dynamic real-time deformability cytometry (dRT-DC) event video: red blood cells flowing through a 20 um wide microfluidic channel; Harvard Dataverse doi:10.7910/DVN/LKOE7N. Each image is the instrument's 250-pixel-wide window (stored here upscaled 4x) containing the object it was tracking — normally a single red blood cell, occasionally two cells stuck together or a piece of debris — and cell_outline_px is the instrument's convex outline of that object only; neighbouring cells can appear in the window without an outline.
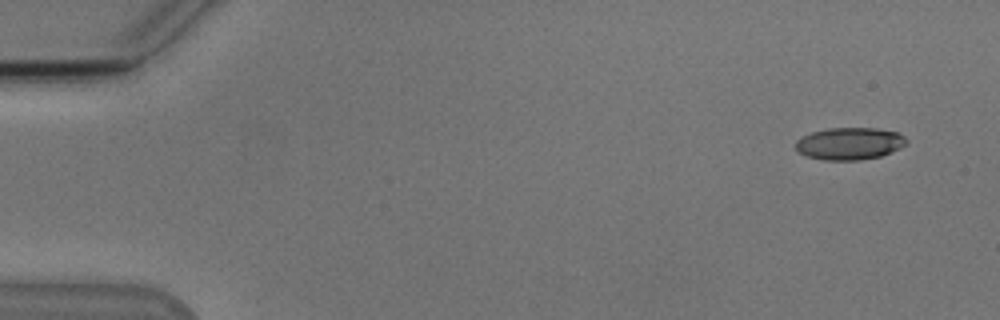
{"species": "Egyptian fruit bat (a non-hibernating species)", "species_latin": "Rousettus aegyptiacus", "temperature_condition": "cold", "stored_images_in_passage": 7, "camera_frame_rate_fps": 3000, "um_per_image_px": 0.085, "animal": {"sex": "male"}, "frame": {"image": 1, "passage_image": 1, "time_ms": 0.0, "image_size_px": [1000, 320], "cell_outline_px": [[908, 140], [900, 148], [880, 156], [860, 160], [824, 160], [808, 156], [800, 152], [796, 148], [796, 140], [812, 132], [828, 128], [876, 128], [900, 132]], "centroid_in_image_um": [72.24, 12.19], "position_along_channel_um": 12.8, "area_um2": 20.69}}